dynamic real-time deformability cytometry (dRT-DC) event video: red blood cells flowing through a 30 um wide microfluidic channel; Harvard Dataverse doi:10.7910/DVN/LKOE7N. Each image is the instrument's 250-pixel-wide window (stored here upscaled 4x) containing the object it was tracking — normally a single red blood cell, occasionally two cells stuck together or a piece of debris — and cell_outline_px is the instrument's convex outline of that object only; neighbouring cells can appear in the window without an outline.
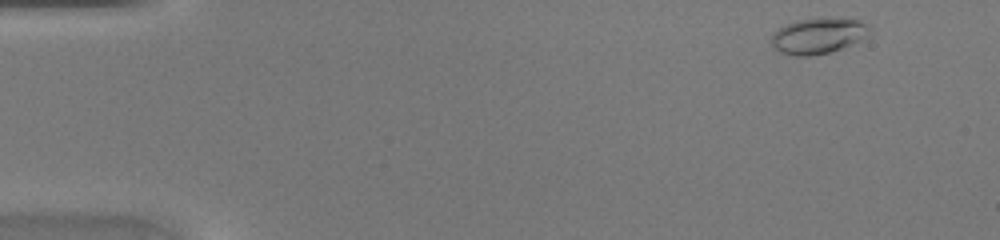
{"species": "common noctule bat (a hibernating species)", "species_latin": "Nyctalus noctula", "temperature_condition": "warm", "stored_images_in_passage": 23, "camera_frame_rate_fps": 3000, "um_per_image_px": 0.085, "animal": {"sex": "female", "body_mass_g": 20.0, "forearm_length_mm": 54.0}, "frame": {"image": 1, "passage_image": 2, "time_ms": 0.333, "image_size_px": [1000, 240], "cell_outline_px": [[872, 32], [852, 44], [828, 52], [808, 56], [796, 56], [780, 52], [772, 48], [772, 36], [784, 24], [796, 20], [828, 16], [856, 20], [872, 28]], "centroid_in_image_um": [69.53, 3.02], "position_along_channel_um": 15.5, "area_um2": 20.52}}
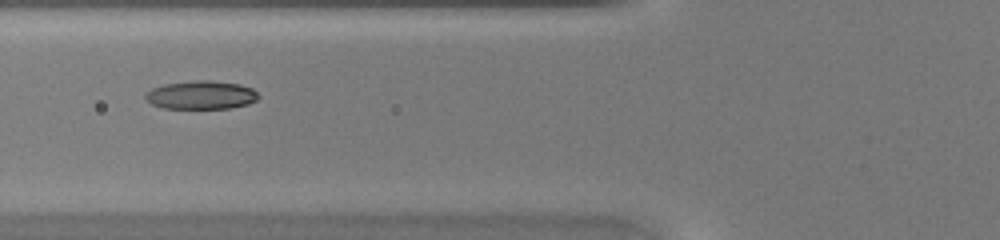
{"frame": {"image": 2, "passage_image": 16, "time_ms": 5.0, "image_size_px": [1000, 240], "cell_outline_px": [[260, 96], [256, 100], [248, 104], [228, 108], [164, 108], [152, 104], [144, 96], [152, 88], [164, 84], [196, 80], [212, 80], [240, 84], [252, 88]], "centroid_in_image_um": [17.12, 8.06], "position_along_channel_um": 108.7, "area_um2": 18.61}}
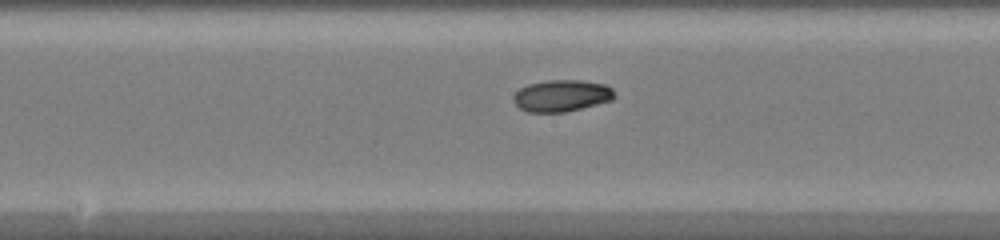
{"frame": {"image": 3, "passage_image": 22, "time_ms": 7.0, "image_size_px": [1000, 240], "cell_outline_px": [[616, 96], [612, 100], [564, 112], [528, 112], [520, 108], [512, 100], [512, 96], [520, 88], [528, 84], [548, 80], [580, 80], [604, 84], [612, 88]], "centroid_in_image_um": [47.72, 8.13], "position_along_channel_um": 200.5, "area_um2": 18.61}}